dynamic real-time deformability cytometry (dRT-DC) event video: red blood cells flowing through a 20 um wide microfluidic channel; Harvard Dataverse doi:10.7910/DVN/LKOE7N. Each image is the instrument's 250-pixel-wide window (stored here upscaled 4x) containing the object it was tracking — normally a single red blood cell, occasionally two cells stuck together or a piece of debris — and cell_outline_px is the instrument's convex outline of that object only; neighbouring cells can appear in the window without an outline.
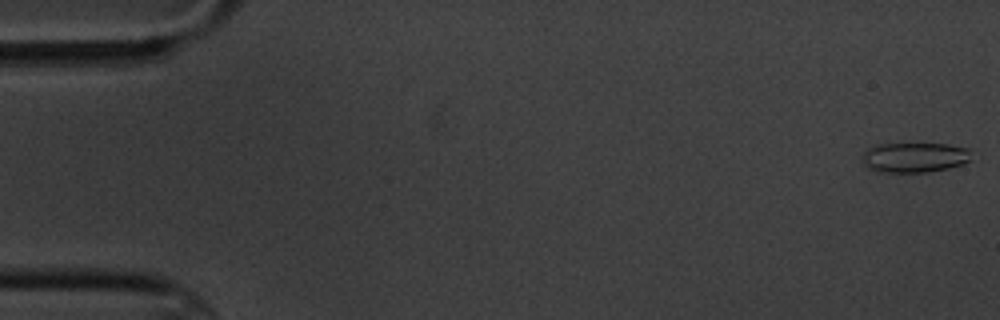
{"species": "common noctule bat (a hibernating species)", "species_latin": "Nyctalus noctula", "temperature_condition": "cold", "stored_images_in_passage": 3, "camera_frame_rate_fps": 3000, "um_per_image_px": 0.085, "animal": {"sex": "male", "body_mass_g": 20.1, "forearm_length_mm": 53.5}, "frame": {"image": 1, "passage_image": 1, "time_ms": 0.0, "image_size_px": [1000, 320], "cell_outline_px": [[972, 160], [948, 168], [928, 172], [876, 172], [868, 168], [864, 164], [864, 152], [868, 148], [876, 144], [948, 144], [968, 148]], "centroid_in_image_um": [77.73, 13.38], "position_along_channel_um": 7.3, "area_um2": 19.02}}